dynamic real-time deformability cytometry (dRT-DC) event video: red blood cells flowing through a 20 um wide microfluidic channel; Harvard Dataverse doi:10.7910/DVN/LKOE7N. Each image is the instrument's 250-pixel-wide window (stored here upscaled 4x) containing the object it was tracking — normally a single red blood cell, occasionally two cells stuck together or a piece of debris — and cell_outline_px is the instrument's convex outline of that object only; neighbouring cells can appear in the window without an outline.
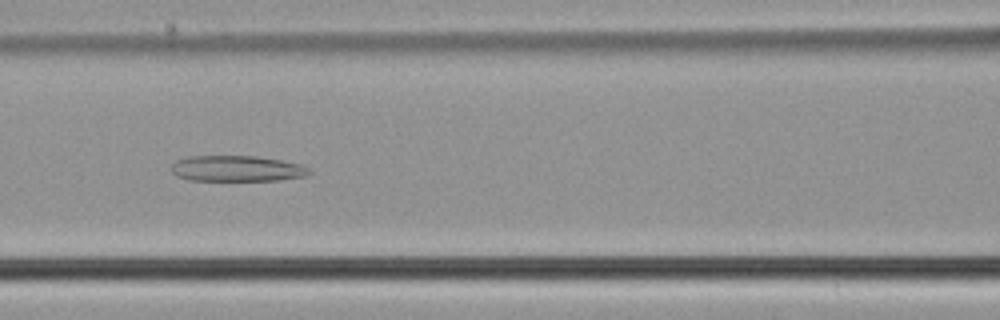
{"species": "common noctule bat (a hibernating species)", "species_latin": "Nyctalus noctula", "temperature_condition": "cold", "stored_images_in_passage": 54, "camera_frame_rate_fps": 3000, "um_per_image_px": 0.085, "animal": {"sex": "male", "body_mass_g": 21.5, "forearm_length_mm": 52.0}, "frame": {"image": 1, "passage_image": 24, "time_ms": 7.667, "image_size_px": [1000, 320], "cell_outline_px": [[312, 172], [308, 176], [280, 180], [188, 180], [176, 176], [172, 172], [172, 164], [176, 160], [188, 156], [256, 156], [280, 160], [300, 164], [308, 168]], "centroid_in_image_um": [20.14, 14.33], "position_along_channel_um": 146.5, "area_um2": 20.81}}
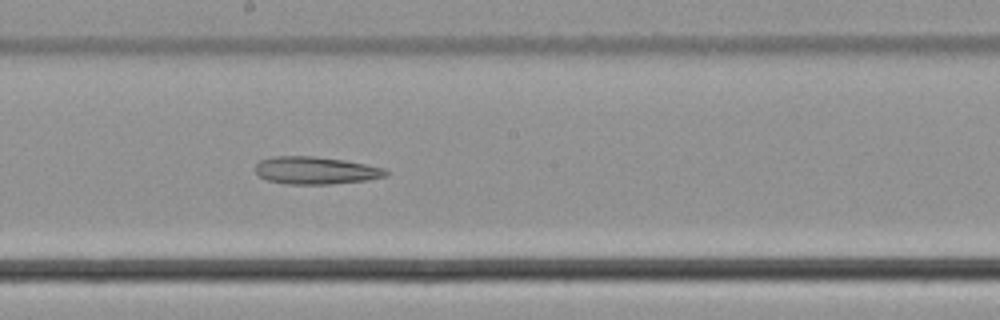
{"frame": {"image": 2, "passage_image": 30, "time_ms": 9.667, "image_size_px": [1000, 320], "cell_outline_px": [[388, 176], [368, 180], [328, 184], [284, 184], [268, 180], [260, 176], [256, 172], [256, 164], [260, 160], [272, 156], [312, 156], [344, 160], [384, 168], [388, 172]], "centroid_in_image_um": [26.83, 14.49], "position_along_channel_um": 221.4, "area_um2": 20.87}}
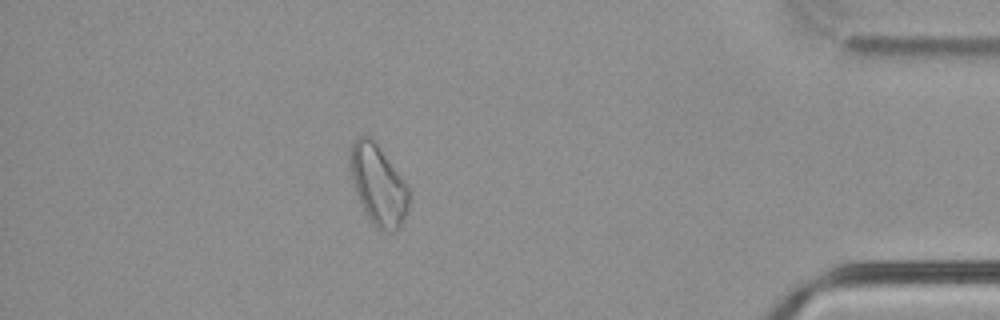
{"frame": {"image": 3, "passage_image": 48, "time_ms": 15.667, "image_size_px": [1000, 320], "cell_outline_px": [[412, 192], [408, 212], [400, 228], [392, 232], [380, 232], [372, 224], [352, 184], [352, 144], [360, 136], [372, 136], [404, 180]], "centroid_in_image_um": [32.23, 15.78], "position_along_channel_um": 403.0, "area_um2": 27.46}}